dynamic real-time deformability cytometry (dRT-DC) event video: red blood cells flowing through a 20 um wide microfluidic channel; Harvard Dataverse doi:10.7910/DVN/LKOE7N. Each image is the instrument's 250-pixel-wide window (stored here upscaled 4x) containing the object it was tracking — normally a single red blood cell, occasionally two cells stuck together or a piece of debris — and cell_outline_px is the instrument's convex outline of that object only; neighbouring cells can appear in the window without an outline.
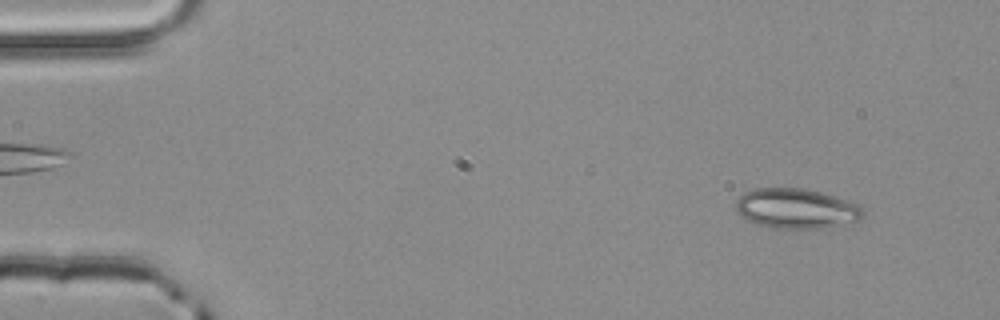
{"species": "common noctule bat (a hibernating species)", "species_latin": "Nyctalus noctula", "temperature_condition": "room temperature", "stored_images_in_passage": 2, "camera_frame_rate_fps": 3000, "um_per_image_px": 0.085, "animal": {"sex": "male", "body_mass_g": 20.4}, "frame": {"image": 1, "passage_image": 1, "time_ms": 0.0, "image_size_px": [1000, 320], "cell_outline_px": [[864, 216], [852, 224], [820, 228], [768, 228], [756, 224], [748, 220], [736, 212], [736, 200], [744, 192], [756, 188], [804, 188], [820, 192], [860, 204], [864, 212]], "centroid_in_image_um": [67.7, 17.73], "position_along_channel_um": 17.3, "area_um2": 29.94}}